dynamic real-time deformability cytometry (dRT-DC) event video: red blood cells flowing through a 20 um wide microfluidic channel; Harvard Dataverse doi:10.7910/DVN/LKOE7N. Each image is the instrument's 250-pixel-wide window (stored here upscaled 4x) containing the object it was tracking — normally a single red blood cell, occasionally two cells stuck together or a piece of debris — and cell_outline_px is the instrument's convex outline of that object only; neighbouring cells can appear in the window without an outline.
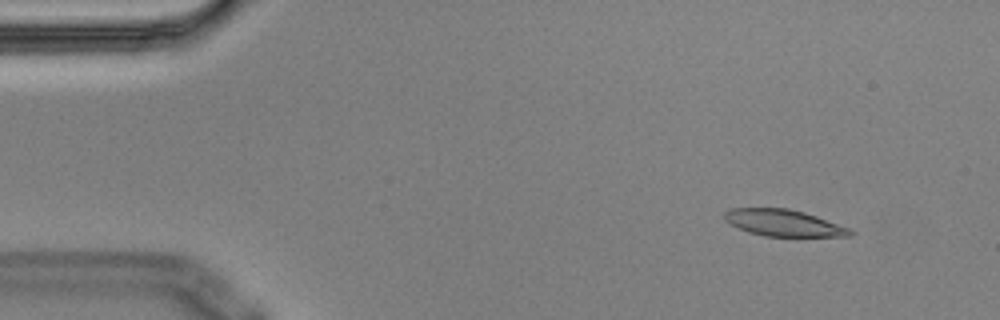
{"species": "Egyptian fruit bat (a non-hibernating species)", "species_latin": "Rousettus aegyptiacus", "temperature_condition": "cold", "stored_images_in_passage": 5, "camera_frame_rate_fps": 3000, "um_per_image_px": 0.085, "animal": {"sex": "male"}, "frame": {"image": 1, "passage_image": 1, "time_ms": 0.0, "image_size_px": [1000, 320], "cell_outline_px": [[856, 232], [852, 236], [764, 236], [748, 232], [724, 220], [724, 212], [732, 208], [788, 208], [804, 212], [816, 216], [848, 228]], "centroid_in_image_um": [66.6, 18.94], "position_along_channel_um": 18.4, "area_um2": 19.31}}
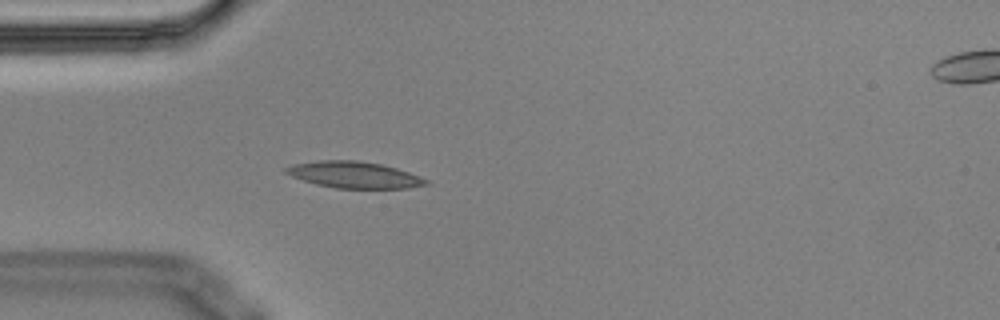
{"frame": {"image": 2, "passage_image": 4, "time_ms": 1.0, "image_size_px": [1000, 320], "cell_outline_px": [[432, 184], [408, 188], [336, 188], [316, 184], [292, 176], [284, 172], [284, 168], [292, 164], [320, 160], [356, 160], [380, 164], [396, 168], [408, 172], [428, 180]], "centroid_in_image_um": [30.11, 14.86], "position_along_channel_um": 54.9, "area_um2": 21.5}}